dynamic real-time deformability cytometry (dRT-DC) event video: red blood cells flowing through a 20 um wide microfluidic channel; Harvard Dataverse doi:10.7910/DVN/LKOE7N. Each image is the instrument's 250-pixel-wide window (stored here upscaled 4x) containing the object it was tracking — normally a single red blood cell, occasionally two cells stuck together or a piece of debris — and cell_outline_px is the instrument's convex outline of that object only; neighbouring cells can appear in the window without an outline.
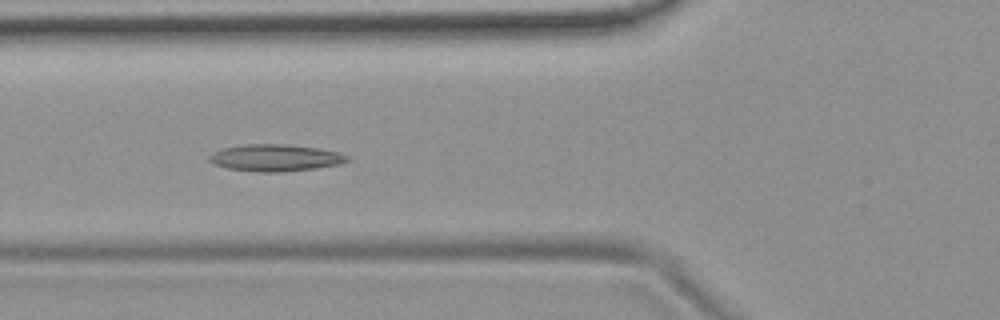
{"species": "common noctule bat (a hibernating species)", "species_latin": "Nyctalus noctula", "temperature_condition": "room temperature", "stored_images_in_passage": 49, "camera_frame_rate_fps": 3000, "um_per_image_px": 0.085, "animal": {"sex": "female", "body_mass_g": 19.9}, "frame": {"image": 1, "passage_image": 15, "time_ms": 4.667, "image_size_px": [1000, 320], "cell_outline_px": [[348, 160], [340, 164], [316, 168], [284, 172], [256, 172], [228, 168], [212, 164], [208, 160], [208, 156], [212, 152], [224, 148], [244, 144], [284, 144], [320, 148], [340, 152], [348, 156]], "centroid_in_image_um": [23.39, 13.41], "position_along_channel_um": 102.4, "area_um2": 21.79}}
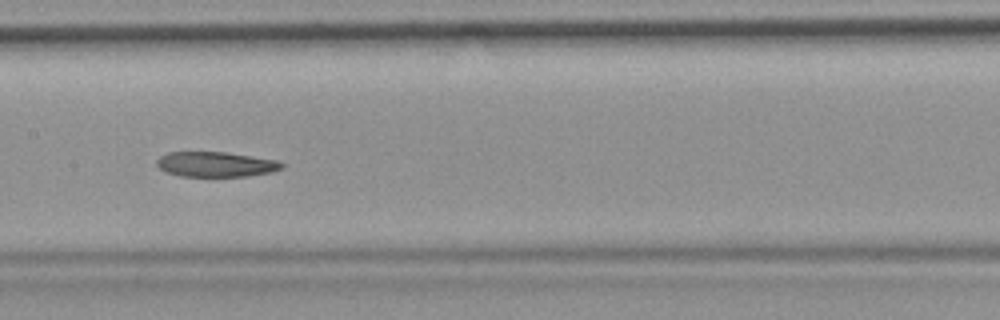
{"frame": {"image": 2, "passage_image": 22, "time_ms": 7.0, "image_size_px": [1000, 320], "cell_outline_px": [[284, 168], [272, 172], [248, 176], [180, 176], [164, 172], [156, 164], [156, 160], [160, 156], [168, 152], [224, 152], [280, 160], [284, 164]], "centroid_in_image_um": [18.36, 13.97], "position_along_channel_um": 189.0, "area_um2": 18.44}}
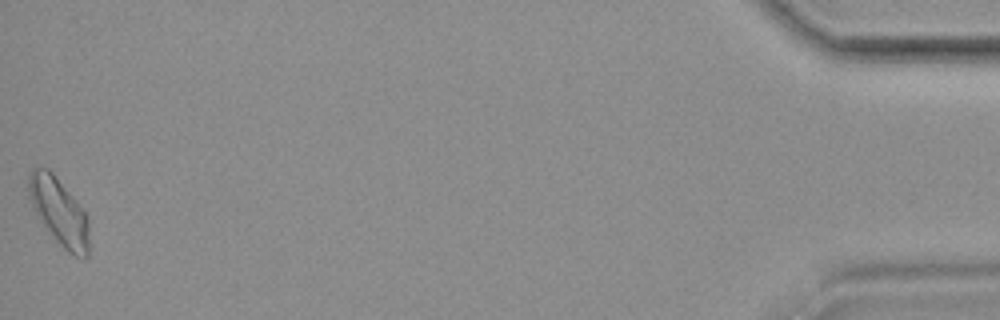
{"frame": {"image": 3, "passage_image": 49, "time_ms": 16.0, "image_size_px": [1000, 320], "cell_outline_px": [[88, 256], [84, 260], [68, 252], [56, 240], [44, 224], [36, 212], [28, 196], [28, 172], [32, 168], [48, 168], [52, 172], [72, 196], [88, 216]], "centroid_in_image_um": [5.02, 17.98], "position_along_channel_um": 430.2, "area_um2": 23.24}, "authors_computed_cell_mechanics": {"area_um2": 20.4612, "velocity_mm_per_s": 3.7274, "shape_relaxation_time_tau1_ms": null, "shape_relaxation_time_tau2_ms": 7.4814, "deformation_change_tau1": null, "deformation_change_tau2": 0.1645}}